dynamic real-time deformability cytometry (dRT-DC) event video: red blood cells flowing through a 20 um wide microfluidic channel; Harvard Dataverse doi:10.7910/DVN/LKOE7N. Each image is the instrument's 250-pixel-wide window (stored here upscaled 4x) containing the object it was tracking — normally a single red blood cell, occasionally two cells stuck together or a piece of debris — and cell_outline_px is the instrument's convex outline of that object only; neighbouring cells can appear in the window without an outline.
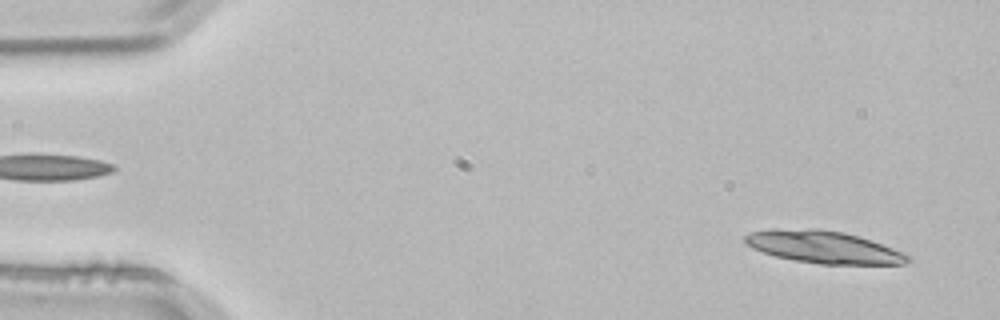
{"species": "common noctule bat (a hibernating species)", "species_latin": "Nyctalus noctula", "temperature_condition": "room temperature", "stored_images_in_passage": 4, "segment_of_instrument_passage": [2, 2], "camera_frame_rate_fps": 3000, "um_per_image_px": 0.085, "animal": {"sex": "male", "body_mass_g": 21.5, "forearm_length_mm": 52.0}, "frame": {"image": 1, "passage_image": 4, "time_ms": 1.0, "image_size_px": [1000, 320], "cell_outline_px": [[912, 260], [904, 264], [820, 264], [796, 260], [776, 256], [752, 248], [744, 244], [744, 236], [748, 232], [772, 228], [820, 228], [844, 232], [860, 236], [872, 240], [904, 252], [912, 256]], "centroid_in_image_um": [70.01, 20.98], "position_along_channel_um": 15.0, "area_um2": 31.15}}